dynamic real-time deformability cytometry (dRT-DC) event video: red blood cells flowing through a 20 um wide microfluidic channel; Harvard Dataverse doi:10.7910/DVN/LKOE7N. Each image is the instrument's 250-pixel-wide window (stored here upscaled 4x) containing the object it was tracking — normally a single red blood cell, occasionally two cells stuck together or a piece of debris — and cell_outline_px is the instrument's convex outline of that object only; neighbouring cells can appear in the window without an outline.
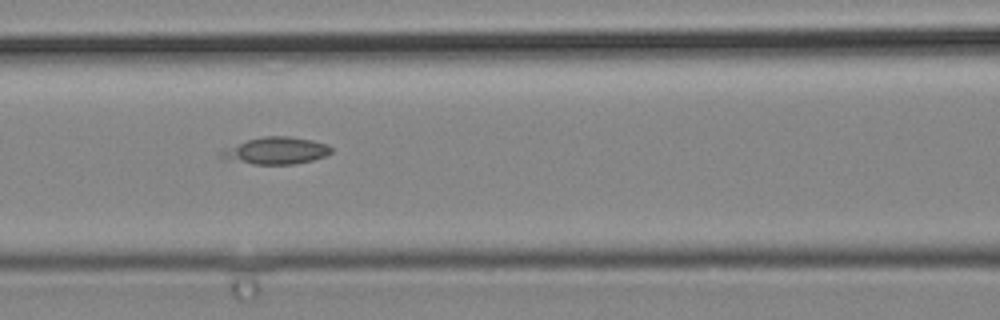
{"species": "common noctule bat (a hibernating species)", "species_latin": "Nyctalus noctula", "temperature_condition": "cold", "stored_images_in_passage": 31, "camera_frame_rate_fps": 3000, "um_per_image_px": 0.085, "animal": {"sex": "male", "body_mass_g": 19.2, "forearm_length_mm": 51.8}, "frame": {"image": 1, "passage_image": 5, "time_ms": 1.333, "image_size_px": [1000, 320], "cell_outline_px": [[332, 152], [324, 156], [312, 160], [296, 164], [252, 164], [220, 156], [220, 152], [248, 140], [264, 136], [288, 136], [312, 140], [328, 144], [332, 148]], "centroid_in_image_um": [23.57, 12.8], "position_along_channel_um": 143.0, "area_um2": 16.82}}
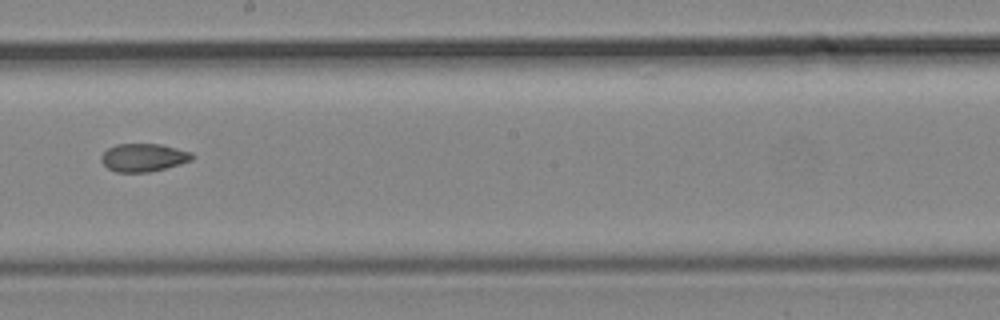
{"frame": {"image": 2, "passage_image": 11, "time_ms": 3.333, "image_size_px": [1000, 320], "cell_outline_px": [[196, 156], [192, 160], [180, 164], [148, 172], [116, 172], [108, 168], [100, 160], [100, 156], [108, 148], [116, 144], [160, 144], [192, 152]], "centroid_in_image_um": [12.2, 13.38], "position_along_channel_um": 236.0, "area_um2": 14.85}}
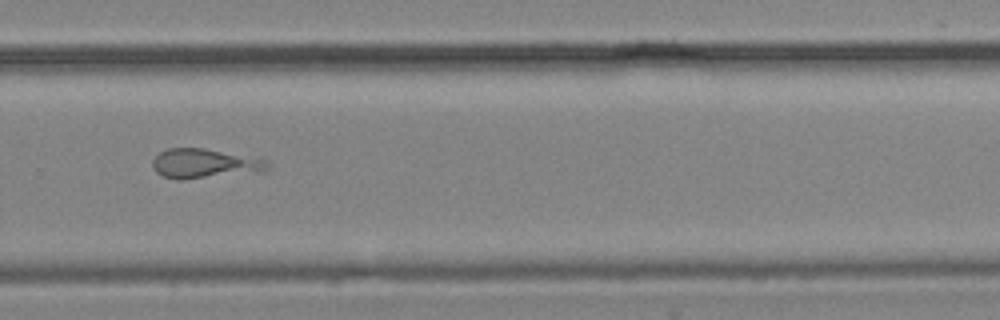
{"frame": {"image": 3, "passage_image": 16, "time_ms": 5.0, "image_size_px": [1000, 320], "cell_outline_px": [[268, 168], [180, 180], [176, 180], [164, 176], [156, 172], [152, 168], [152, 160], [160, 152], [168, 148], [204, 148], [268, 160]], "centroid_in_image_um": [17.22, 13.87], "position_along_channel_um": 312.6, "area_um2": 18.84}}